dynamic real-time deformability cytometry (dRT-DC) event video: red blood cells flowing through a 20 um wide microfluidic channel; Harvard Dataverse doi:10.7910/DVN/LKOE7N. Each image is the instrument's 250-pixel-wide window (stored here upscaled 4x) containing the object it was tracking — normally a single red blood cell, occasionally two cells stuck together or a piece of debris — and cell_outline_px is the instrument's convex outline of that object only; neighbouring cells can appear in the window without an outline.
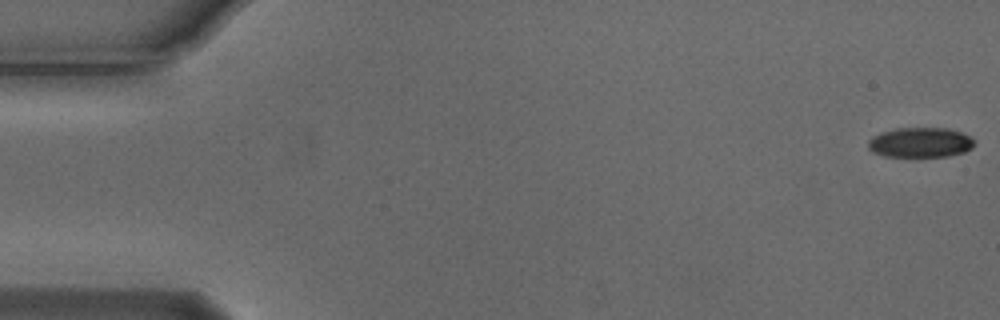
{"species": "Egyptian fruit bat (a non-hibernating species)", "species_latin": "Rousettus aegyptiacus", "temperature_condition": "cold", "stored_images_in_passage": 6, "camera_frame_rate_fps": 3000, "um_per_image_px": 0.085, "animal": {"sex": "male"}, "frame": {"image": 1, "passage_image": 1, "time_ms": 0.0, "image_size_px": [1000, 320], "cell_outline_px": [[976, 144], [972, 148], [964, 152], [948, 156], [884, 156], [872, 152], [868, 148], [868, 140], [872, 136], [880, 132], [896, 128], [948, 128], [972, 136], [976, 140]], "centroid_in_image_um": [78.25, 12.1], "position_along_channel_um": 6.8, "area_um2": 18.79}}
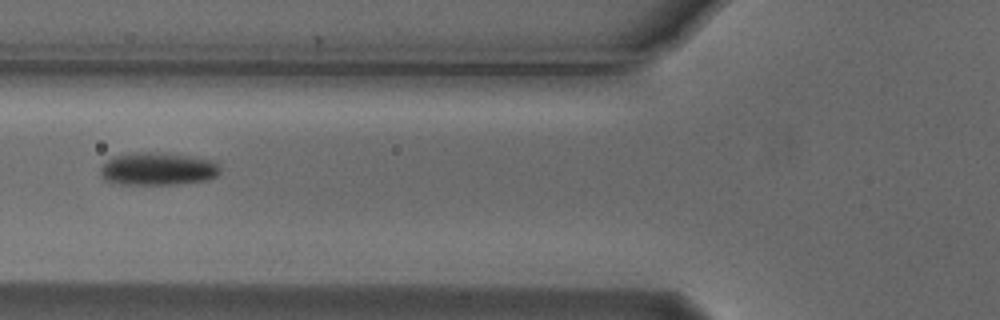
{"frame": {"image": 2, "passage_image": 6, "time_ms": 1.667, "image_size_px": [1000, 320], "cell_outline_px": [[220, 172], [216, 176], [204, 180], [176, 184], [120, 184], [104, 180], [100, 176], [100, 168], [112, 156], [136, 152], [152, 152], [188, 156], [216, 160], [220, 168]], "centroid_in_image_um": [13.4, 14.35], "position_along_channel_um": 112.4, "area_um2": 22.83}}